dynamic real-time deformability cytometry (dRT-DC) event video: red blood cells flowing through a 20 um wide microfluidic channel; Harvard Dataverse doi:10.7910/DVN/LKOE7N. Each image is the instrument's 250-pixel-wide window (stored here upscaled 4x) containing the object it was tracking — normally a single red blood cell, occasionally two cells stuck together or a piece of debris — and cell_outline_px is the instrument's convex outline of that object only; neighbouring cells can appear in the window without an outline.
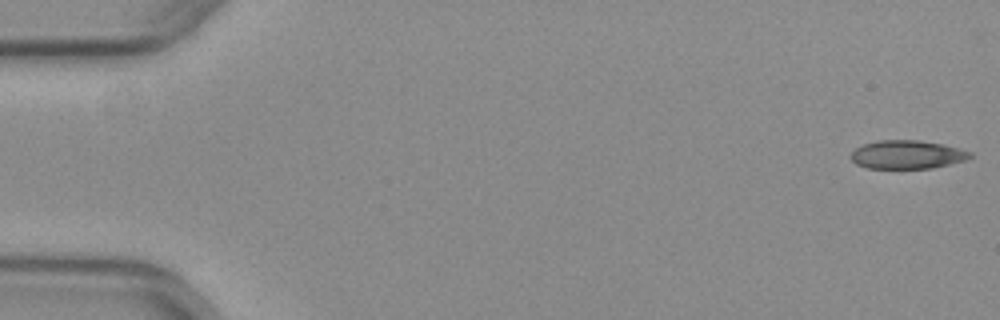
{"species": "common noctule bat (a hibernating species)", "species_latin": "Nyctalus noctula", "temperature_condition": "warm", "stored_images_in_passage": 18, "camera_frame_rate_fps": 3000, "um_per_image_px": 0.085, "animal": {"sex": "female", "body_mass_g": 29.2, "forearm_length_mm": 56.3}, "frame": {"image": 1, "passage_image": 1, "time_ms": 0.0, "image_size_px": [1000, 320], "cell_outline_px": [[972, 156], [964, 160], [932, 168], [868, 168], [856, 164], [852, 160], [852, 152], [856, 148], [864, 144], [876, 140], [920, 140], [940, 144], [972, 152]], "centroid_in_image_um": [77.08, 13.14], "position_along_channel_um": 7.9, "area_um2": 19.48}}
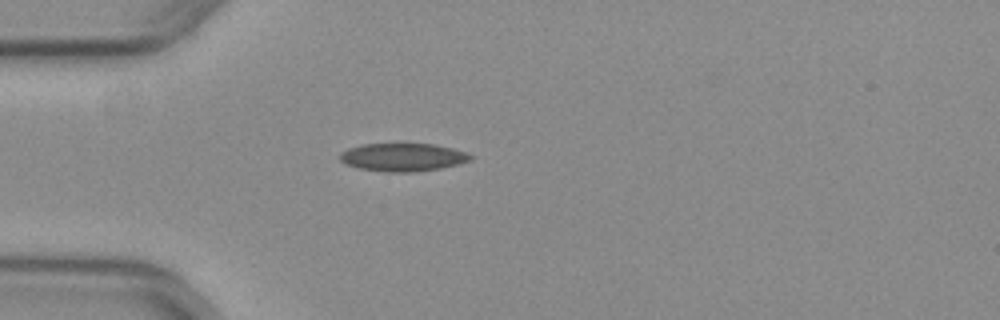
{"frame": {"image": 2, "passage_image": 15, "time_ms": 4.667, "image_size_px": [1000, 320], "cell_outline_px": [[472, 160], [460, 164], [440, 168], [412, 172], [384, 172], [360, 168], [344, 164], [340, 160], [340, 152], [348, 148], [360, 144], [432, 144], [452, 148], [464, 152], [472, 156]], "centroid_in_image_um": [34.21, 13.36], "position_along_channel_um": 50.8, "area_um2": 21.33}}